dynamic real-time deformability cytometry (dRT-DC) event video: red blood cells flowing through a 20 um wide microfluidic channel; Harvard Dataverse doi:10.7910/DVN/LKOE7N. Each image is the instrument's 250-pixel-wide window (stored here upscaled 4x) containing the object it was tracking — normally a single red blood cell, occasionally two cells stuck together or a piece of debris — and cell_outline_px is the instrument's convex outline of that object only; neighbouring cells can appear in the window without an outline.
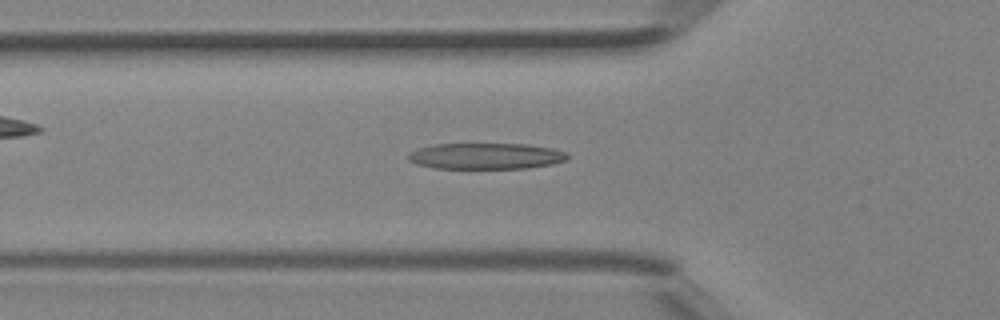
{"species": "Egyptian fruit bat (a non-hibernating species)", "species_latin": "Rousettus aegyptiacus", "temperature_condition": "room temperature", "stored_images_in_passage": 26, "camera_frame_rate_fps": 3000, "um_per_image_px": 0.085, "animal": {"sex": "female"}, "frame": {"image": 1, "passage_image": 4, "time_ms": 1.0, "image_size_px": [1000, 320], "cell_outline_px": [[568, 160], [552, 164], [528, 168], [432, 168], [416, 164], [408, 160], [408, 152], [416, 148], [432, 144], [524, 144], [552, 148], [564, 152], [568, 156]], "centroid_in_image_um": [41.24, 13.26], "position_along_channel_um": 84.6, "area_um2": 24.33}}
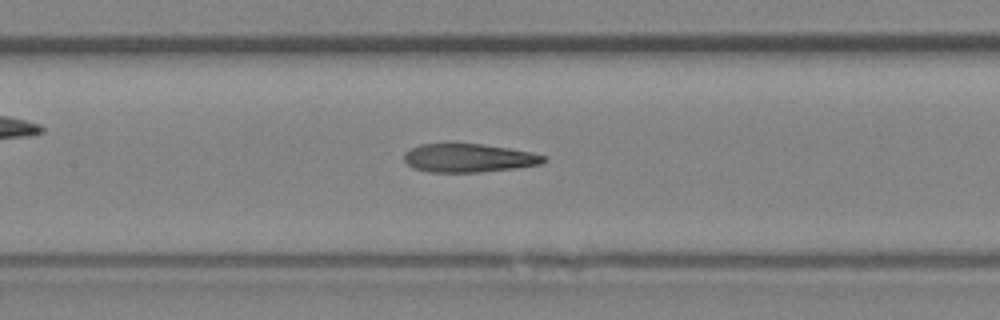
{"frame": {"image": 2, "passage_image": 9, "time_ms": 2.667, "image_size_px": [1000, 320], "cell_outline_px": [[548, 160], [540, 164], [516, 168], [480, 172], [428, 172], [412, 168], [404, 160], [404, 152], [420, 144], [480, 144], [508, 148], [532, 152], [548, 156]], "centroid_in_image_um": [39.86, 13.44], "position_along_channel_um": 167.5, "area_um2": 23.24}}
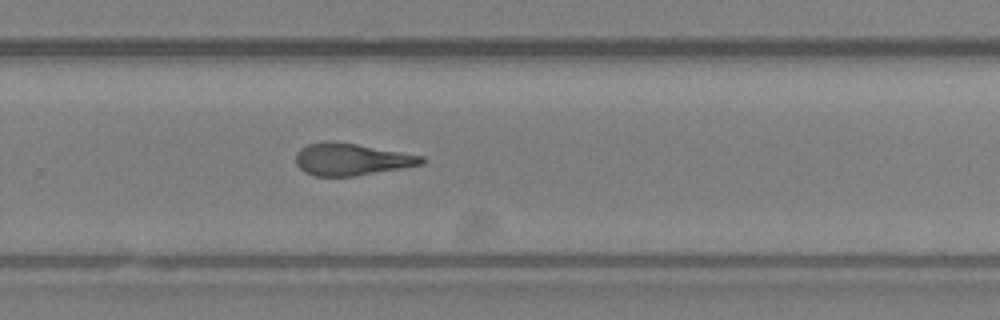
{"frame": {"image": 3, "passage_image": 17, "time_ms": 5.333, "image_size_px": [1000, 320], "cell_outline_px": [[424, 164], [352, 176], [316, 176], [304, 172], [296, 164], [296, 152], [300, 148], [308, 144], [324, 140], [356, 144], [424, 156]], "centroid_in_image_um": [29.82, 13.53], "position_along_channel_um": 300.0, "area_um2": 23.29}}